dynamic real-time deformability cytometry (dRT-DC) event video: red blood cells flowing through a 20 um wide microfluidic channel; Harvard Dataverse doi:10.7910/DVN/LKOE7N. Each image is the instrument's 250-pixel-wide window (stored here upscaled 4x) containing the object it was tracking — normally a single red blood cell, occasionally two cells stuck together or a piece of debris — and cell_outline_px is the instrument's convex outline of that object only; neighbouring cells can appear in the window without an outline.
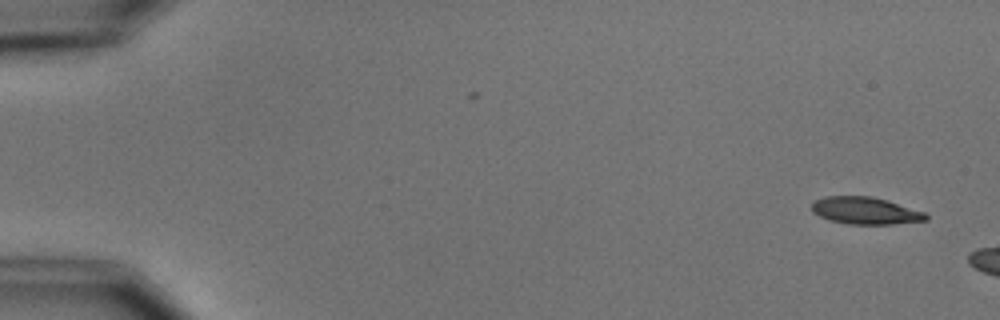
{"species": "common noctule bat (a hibernating species)", "species_latin": "Nyctalus noctula", "temperature_condition": "cold", "stored_images_in_passage": 3, "camera_frame_rate_fps": 3000, "um_per_image_px": 0.085, "animal": {"sex": "male", "body_mass_g": 15.6}, "frame": {"image": 1, "passage_image": 3, "time_ms": 2.333, "image_size_px": [1000, 320], "cell_outline_px": [[928, 220], [892, 224], [848, 224], [828, 220], [812, 212], [812, 200], [824, 196], [872, 196], [924, 212], [928, 216]], "centroid_in_image_um": [73.5, 17.9], "position_along_channel_um": 11.5, "area_um2": 18.03}}